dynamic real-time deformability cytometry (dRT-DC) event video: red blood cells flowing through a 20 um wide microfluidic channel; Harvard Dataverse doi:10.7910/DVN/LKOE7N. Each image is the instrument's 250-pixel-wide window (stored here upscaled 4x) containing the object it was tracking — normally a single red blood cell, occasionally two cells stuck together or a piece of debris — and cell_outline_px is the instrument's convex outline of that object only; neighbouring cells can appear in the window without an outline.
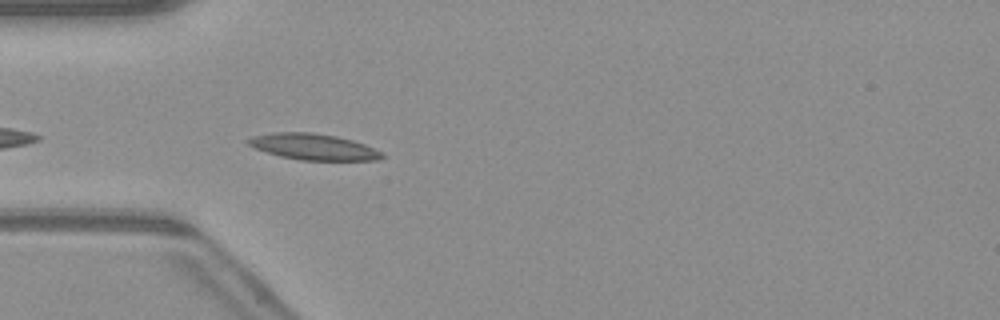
{"species": "common noctule bat (a hibernating species)", "species_latin": "Nyctalus noctula", "temperature_condition": "warm", "stored_images_in_passage": 15, "camera_frame_rate_fps": 3000, "um_per_image_px": 0.085, "animal": {"sex": "male", "body_mass_g": 23.1, "forearm_length_mm": 52.7}, "frame": {"image": 1, "passage_image": 3, "time_ms": 0.667, "image_size_px": [1000, 320], "cell_outline_px": [[384, 156], [376, 160], [300, 160], [280, 156], [256, 148], [248, 144], [244, 140], [252, 136], [272, 132], [312, 132], [336, 136], [352, 140], [364, 144], [380, 152]], "centroid_in_image_um": [26.58, 12.47], "position_along_channel_um": 58.4, "area_um2": 20.17}}
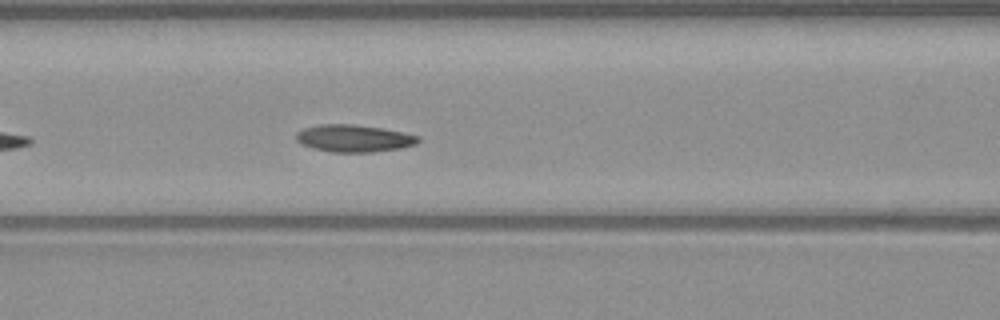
{"frame": {"image": 2, "passage_image": 9, "time_ms": 2.667, "image_size_px": [1000, 320], "cell_outline_px": [[420, 140], [416, 144], [400, 148], [372, 152], [332, 152], [312, 148], [300, 144], [296, 140], [296, 132], [304, 128], [320, 124], [352, 124], [384, 128], [404, 132], [420, 136]], "centroid_in_image_um": [30.08, 11.75], "position_along_channel_um": 136.5, "area_um2": 19.54}}